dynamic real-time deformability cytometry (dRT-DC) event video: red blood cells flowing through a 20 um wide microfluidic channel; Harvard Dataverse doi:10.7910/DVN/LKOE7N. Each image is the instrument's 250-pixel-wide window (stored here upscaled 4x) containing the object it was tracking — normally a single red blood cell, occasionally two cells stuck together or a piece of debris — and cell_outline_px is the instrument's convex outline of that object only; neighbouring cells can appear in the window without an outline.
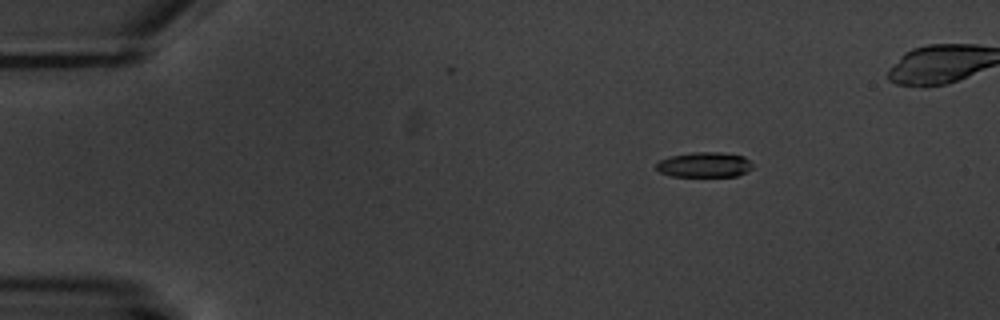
{"species": "common noctule bat (a hibernating species)", "species_latin": "Nyctalus noctula", "temperature_condition": "warm", "stored_images_in_passage": 3, "camera_frame_rate_fps": 3000, "um_per_image_px": 0.085, "animal": {"sex": "male", "body_mass_g": 20.1, "forearm_length_mm": 53.5}, "frame": {"image": 1, "passage_image": 3, "time_ms": 3.667, "image_size_px": [1000, 320], "cell_outline_px": [[752, 168], [736, 176], [672, 176], [660, 172], [656, 168], [656, 164], [660, 160], [672, 156], [692, 152], [720, 152], [744, 156], [752, 164]], "centroid_in_image_um": [59.87, 14.0], "position_along_channel_um": 25.1, "area_um2": 13.93}}